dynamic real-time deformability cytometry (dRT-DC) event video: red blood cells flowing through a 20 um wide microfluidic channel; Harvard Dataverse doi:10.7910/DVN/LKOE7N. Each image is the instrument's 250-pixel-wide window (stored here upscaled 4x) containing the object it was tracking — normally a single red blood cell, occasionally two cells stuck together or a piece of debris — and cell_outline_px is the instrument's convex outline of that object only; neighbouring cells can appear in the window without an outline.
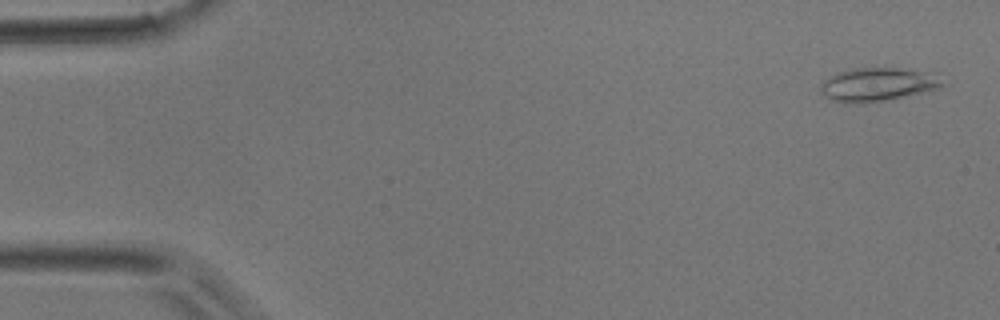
{"species": "common noctule bat (a hibernating species)", "species_latin": "Nyctalus noctula", "temperature_condition": "room temperature", "stored_images_in_passage": 48, "camera_frame_rate_fps": 3000, "um_per_image_px": 0.085, "animal": {"sex": "male", "body_mass_g": 17.9}, "frame": {"image": 1, "passage_image": 2, "time_ms": 0.333, "image_size_px": [1000, 320], "cell_outline_px": [[944, 84], [936, 88], [884, 100], [856, 104], [832, 100], [820, 92], [820, 84], [824, 80], [840, 72], [856, 68], [900, 68], [936, 72]], "centroid_in_image_um": [74.59, 7.16], "position_along_channel_um": 10.4, "area_um2": 23.35}}
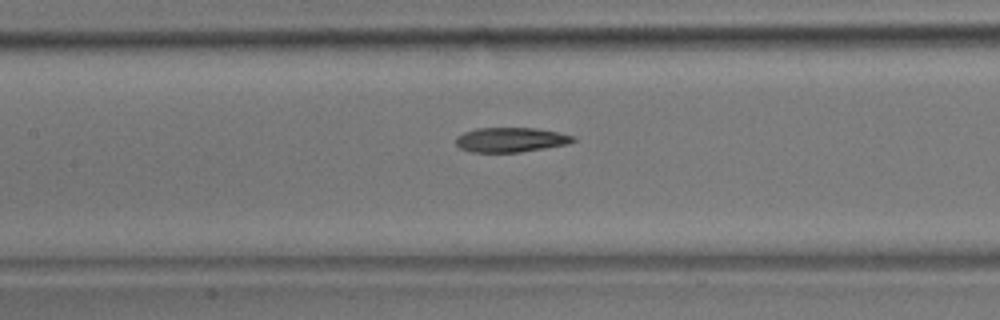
{"frame": {"image": 2, "passage_image": 22, "time_ms": 7.0, "image_size_px": [1000, 320], "cell_outline_px": [[576, 140], [568, 144], [520, 152], [472, 152], [460, 148], [456, 144], [456, 136], [464, 132], [476, 128], [536, 128], [576, 136]], "centroid_in_image_um": [43.41, 11.88], "position_along_channel_um": 164.0, "area_um2": 16.82}}
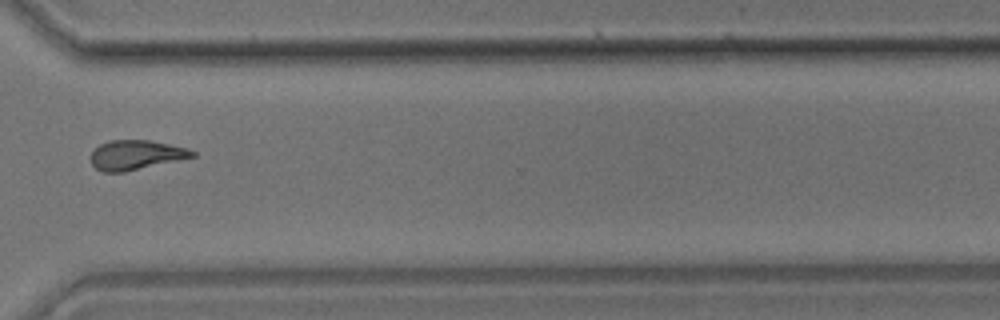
{"frame": {"image": 3, "passage_image": 36, "time_ms": 11.667, "image_size_px": [1000, 320], "cell_outline_px": [[196, 156], [124, 172], [104, 172], [96, 168], [92, 164], [92, 152], [100, 144], [108, 140], [148, 140], [188, 148], [196, 152]], "centroid_in_image_um": [11.56, 13.16], "position_along_channel_um": 359.0, "area_um2": 17.28}}